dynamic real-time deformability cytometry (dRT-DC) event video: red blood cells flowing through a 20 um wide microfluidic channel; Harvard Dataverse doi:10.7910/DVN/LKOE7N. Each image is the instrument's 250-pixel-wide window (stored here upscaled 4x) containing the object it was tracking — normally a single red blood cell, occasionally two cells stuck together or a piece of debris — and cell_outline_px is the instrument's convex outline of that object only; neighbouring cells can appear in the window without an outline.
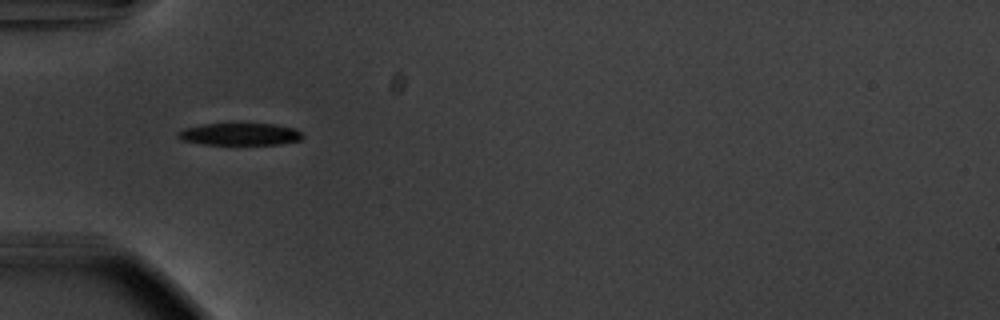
{"species": "common noctule bat (a hibernating species)", "species_latin": "Nyctalus noctula", "temperature_condition": "warm", "stored_images_in_passage": 44, "camera_frame_rate_fps": 3000, "um_per_image_px": 0.085, "animal": {"sex": "male", "body_mass_g": 20.1, "forearm_length_mm": 53.5}, "frame": {"image": 1, "passage_image": 7, "time_ms": 2.0, "image_size_px": [1000, 320], "cell_outline_px": [[304, 136], [300, 140], [280, 144], [204, 144], [184, 140], [176, 136], [184, 128], [200, 124], [236, 120], [272, 124], [296, 128]], "centroid_in_image_um": [20.4, 11.34], "position_along_channel_um": 64.6, "area_um2": 16.94}}
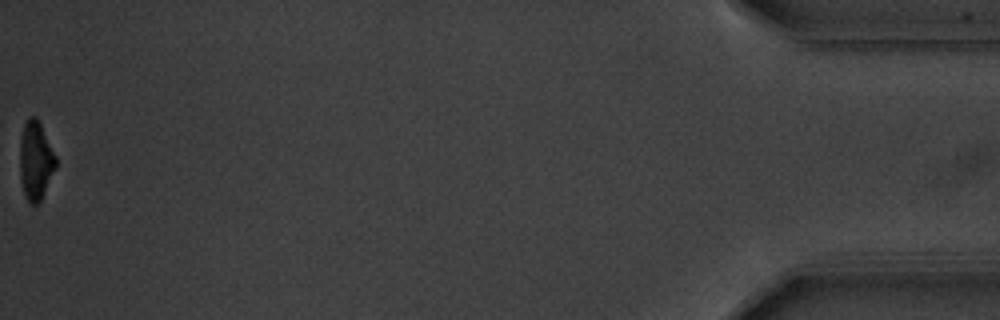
{"frame": {"image": 2, "passage_image": 44, "time_ms": 14.333, "image_size_px": [1000, 320], "cell_outline_px": [[56, 164], [40, 204], [28, 204], [24, 196], [20, 176], [20, 140], [24, 124], [28, 116], [36, 116], [56, 156]], "centroid_in_image_um": [3.01, 13.68], "position_along_channel_um": 432.2, "area_um2": 16.47}, "authors_computed_cell_mechanics": {"area_um2": 17.7157, "velocity_mm_per_s": 3.7245, "shape_relaxation_time_tau1_ms": 2.184, "shape_relaxation_time_tau2_ms": null, "deformation_change_tau1": 0.1426, "deformation_change_tau2": null}}